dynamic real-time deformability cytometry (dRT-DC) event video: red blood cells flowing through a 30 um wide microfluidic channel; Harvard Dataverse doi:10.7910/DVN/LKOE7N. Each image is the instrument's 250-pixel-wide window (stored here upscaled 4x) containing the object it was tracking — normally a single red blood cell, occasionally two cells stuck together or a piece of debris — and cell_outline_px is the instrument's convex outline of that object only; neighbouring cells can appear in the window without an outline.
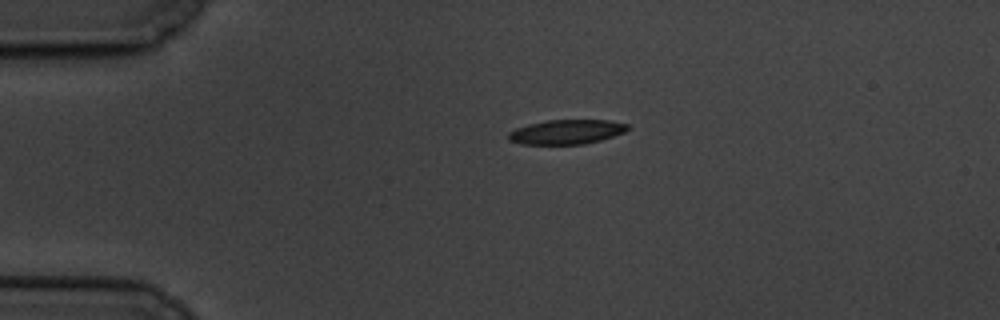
{"species": "common noctule bat (a hibernating species)", "species_latin": "Nyctalus noctula", "temperature_condition": "cold", "stored_images_in_passage": 7, "camera_frame_rate_fps": 3000, "um_per_image_px": 0.085, "animal": {"sex": "male", "body_mass_g": 19.5, "forearm_length_mm": 54.6}, "frame": {"image": 1, "passage_image": 7, "time_ms": 7.0, "image_size_px": [1000, 320], "cell_outline_px": [[628, 128], [624, 132], [600, 140], [584, 144], [520, 144], [508, 140], [508, 132], [516, 128], [528, 124], [548, 120], [608, 120], [628, 124]], "centroid_in_image_um": [48.12, 11.21], "position_along_channel_um": 36.9, "area_um2": 16.94}}